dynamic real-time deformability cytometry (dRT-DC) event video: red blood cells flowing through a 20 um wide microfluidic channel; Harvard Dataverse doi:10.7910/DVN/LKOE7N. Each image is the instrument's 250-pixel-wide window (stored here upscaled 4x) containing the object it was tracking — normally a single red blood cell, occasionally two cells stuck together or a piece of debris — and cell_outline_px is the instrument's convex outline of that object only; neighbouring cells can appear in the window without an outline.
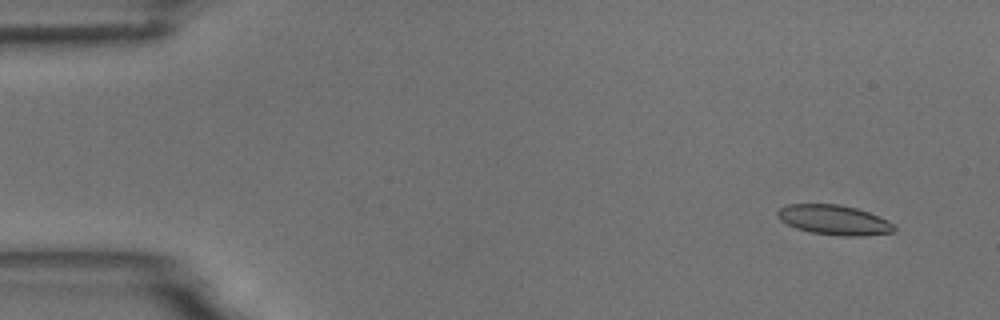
{"species": "common noctule bat (a hibernating species)", "species_latin": "Nyctalus noctula", "temperature_condition": "room temperature", "stored_images_in_passage": 4, "camera_frame_rate_fps": 3000, "um_per_image_px": 0.085, "animal": {"sex": "male", "body_mass_g": 18.8}, "frame": {"image": 1, "passage_image": 2, "time_ms": 1.0, "image_size_px": [1000, 320], "cell_outline_px": [[896, 232], [864, 236], [840, 236], [812, 232], [796, 228], [780, 220], [776, 216], [776, 212], [780, 208], [788, 204], [840, 204], [856, 208], [868, 212], [888, 220], [896, 228]], "centroid_in_image_um": [70.91, 18.7], "position_along_channel_um": 14.1, "area_um2": 20.35}}